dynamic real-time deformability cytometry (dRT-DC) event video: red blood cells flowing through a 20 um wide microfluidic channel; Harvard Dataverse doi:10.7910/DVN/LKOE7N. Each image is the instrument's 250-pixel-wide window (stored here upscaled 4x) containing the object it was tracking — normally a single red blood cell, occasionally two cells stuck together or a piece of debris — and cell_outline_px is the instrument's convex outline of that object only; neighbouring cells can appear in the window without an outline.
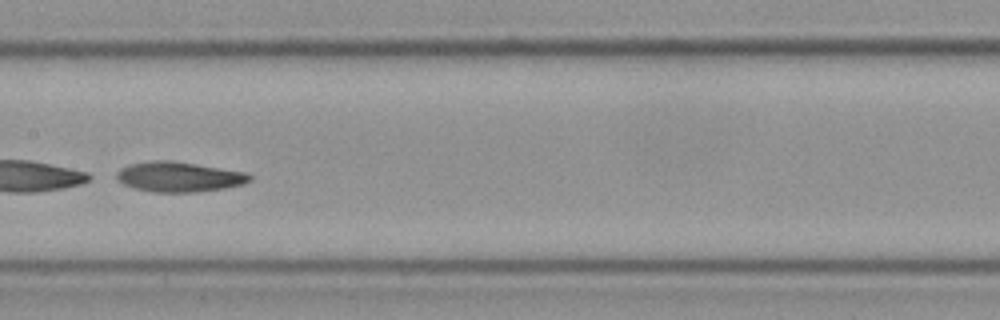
{"species": "Egyptian fruit bat (a non-hibernating species)", "species_latin": "Rousettus aegyptiacus", "temperature_condition": "cold", "stored_images_in_passage": 14, "camera_frame_rate_fps": 3000, "um_per_image_px": 0.085, "frame": {"image": 1, "passage_image": 8, "time_ms": 2.333, "image_size_px": [1000, 320], "cell_outline_px": [[252, 180], [244, 184], [224, 188], [196, 192], [156, 192], [132, 188], [116, 180], [116, 172], [120, 168], [132, 164], [152, 160], [172, 160], [248, 172], [252, 176]], "centroid_in_image_um": [15.23, 15.02], "position_along_channel_um": 192.2, "area_um2": 23.52}}
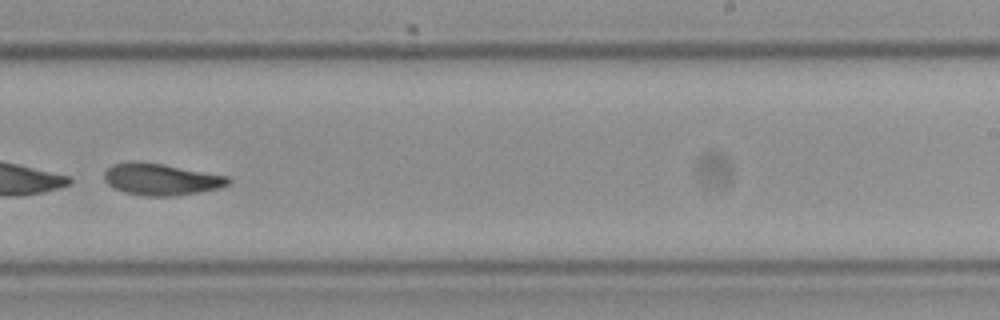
{"frame": {"image": 2, "passage_image": 10, "time_ms": 3.0, "image_size_px": [1000, 320], "cell_outline_px": [[232, 180], [228, 184], [220, 188], [176, 196], [144, 196], [124, 192], [108, 184], [104, 180], [104, 172], [112, 164], [136, 160], [160, 164], [228, 176]], "centroid_in_image_um": [13.67, 15.24], "position_along_channel_um": 275.3, "area_um2": 22.83}}
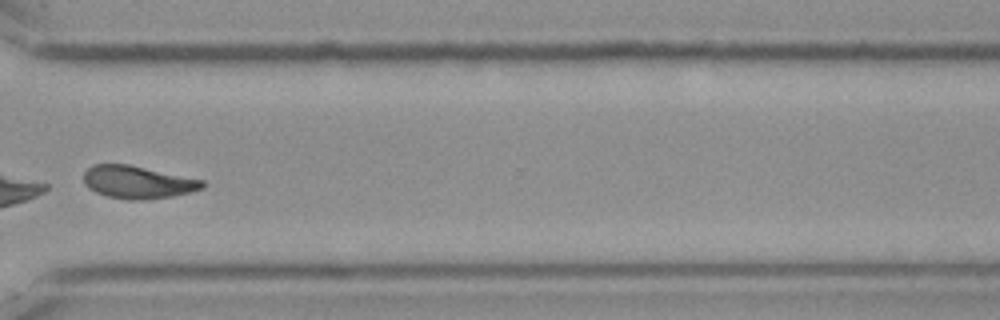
{"frame": {"image": 3, "passage_image": 12, "time_ms": 3.667, "image_size_px": [1000, 320], "cell_outline_px": [[204, 188], [172, 196], [140, 200], [128, 200], [108, 196], [96, 192], [88, 188], [84, 184], [84, 172], [92, 164], [128, 164], [204, 180]], "centroid_in_image_um": [11.68, 15.48], "position_along_channel_um": 358.9, "area_um2": 22.48}}